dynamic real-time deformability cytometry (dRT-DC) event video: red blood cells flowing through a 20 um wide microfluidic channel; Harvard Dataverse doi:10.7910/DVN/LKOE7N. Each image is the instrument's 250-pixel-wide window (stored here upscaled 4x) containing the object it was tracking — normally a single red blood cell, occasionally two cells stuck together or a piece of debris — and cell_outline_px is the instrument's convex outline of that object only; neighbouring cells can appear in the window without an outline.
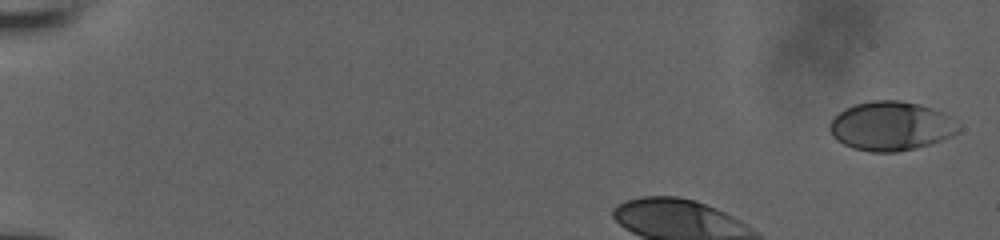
{"species": "human", "species_latin": "Homo sapiens", "temperature_condition": "room temperature", "stored_images_in_passage": 40, "camera_frame_rate_fps": 3000, "um_per_image_px": 0.085, "donor": {"sex": "male"}, "frame": {"image": 1, "passage_image": 1, "time_ms": 0.0, "image_size_px": [1000, 240], "cell_outline_px": [[960, 132], [952, 136], [928, 144], [896, 152], [872, 152], [852, 148], [836, 140], [832, 136], [828, 128], [828, 124], [840, 112], [856, 104], [872, 100], [900, 100], [920, 104], [932, 108], [948, 116], [960, 128]], "centroid_in_image_um": [75.7, 10.71], "position_along_channel_um": 9.3, "area_um2": 36.53}}
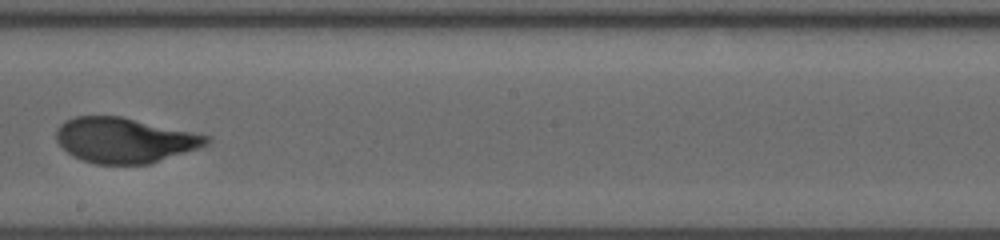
{"frame": {"image": 2, "passage_image": 30, "time_ms": 8.333, "image_size_px": [1000, 240], "cell_outline_px": [[212, 140], [208, 144], [200, 148], [148, 164], [96, 164], [80, 160], [72, 156], [56, 140], [56, 128], [64, 120], [76, 116], [120, 116], [212, 136]], "centroid_in_image_um": [10.59, 11.92], "position_along_channel_um": 237.6, "area_um2": 39.71}}
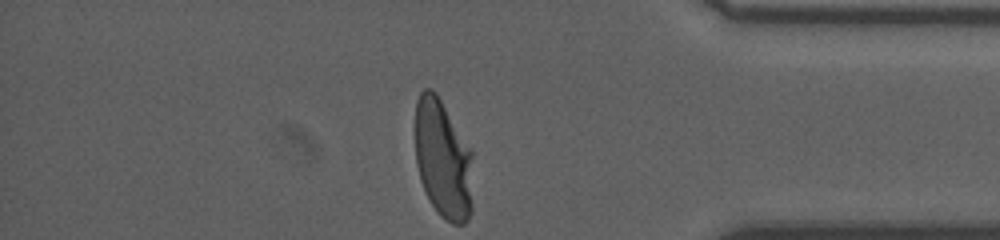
{"frame": {"image": 3, "passage_image": 40, "time_ms": 13.0, "image_size_px": [1000, 240], "cell_outline_px": [[472, 208], [468, 220], [464, 224], [452, 224], [440, 216], [432, 204], [420, 180], [416, 164], [416, 100], [420, 92], [424, 88], [432, 88], [436, 92], [472, 148]], "centroid_in_image_um": [37.68, 13.52], "position_along_channel_um": 397.5, "area_um2": 40.58}, "authors_computed_cell_mechanics": {"area_um2": 39.6219, "velocity_mm_per_s": 3.8693, "shape_relaxation_time_tau1_ms": 4.6695, "shape_relaxation_time_tau2_ms": null, "deformation_change_tau1": 0.2203, "deformation_change_tau2": null}}